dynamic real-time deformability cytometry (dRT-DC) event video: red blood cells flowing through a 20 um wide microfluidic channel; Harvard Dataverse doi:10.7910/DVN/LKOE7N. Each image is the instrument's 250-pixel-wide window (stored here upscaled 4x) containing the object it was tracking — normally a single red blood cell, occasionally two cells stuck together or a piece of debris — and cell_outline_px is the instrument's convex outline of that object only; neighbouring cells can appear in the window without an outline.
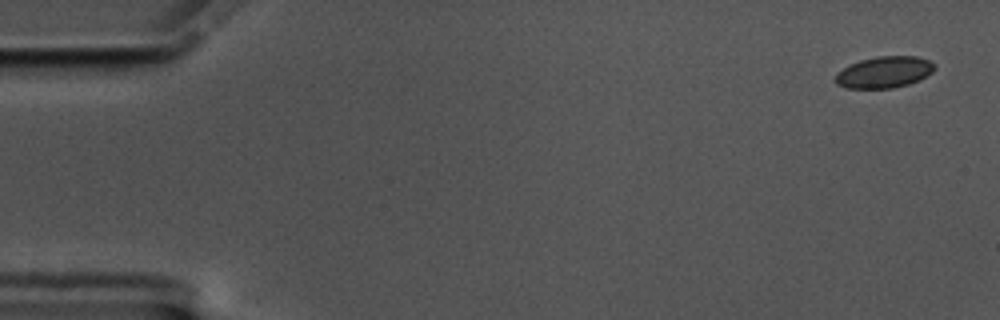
{"species": "common noctule bat (a hibernating species)", "species_latin": "Nyctalus noctula", "temperature_condition": "cold", "stored_images_in_passage": 57, "camera_frame_rate_fps": 3000, "um_per_image_px": 0.085, "animal": {"sex": "male", "body_mass_g": 17.5, "forearm_length_mm": 52.3}, "frame": {"image": 1, "passage_image": 1, "time_ms": 0.0, "image_size_px": [1000, 320], "cell_outline_px": [[936, 68], [932, 72], [920, 80], [908, 84], [892, 88], [848, 88], [836, 84], [832, 80], [848, 64], [860, 60], [876, 56], [916, 56], [928, 60], [936, 64]], "centroid_in_image_um": [75.17, 6.13], "position_along_channel_um": 9.8, "area_um2": 18.26}}
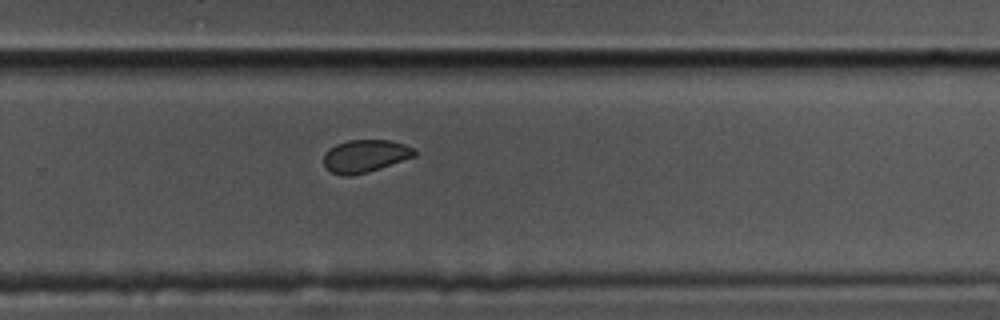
{"frame": {"image": 2, "passage_image": 37, "time_ms": 12.0, "image_size_px": [1000, 320], "cell_outline_px": [[416, 156], [368, 172], [348, 176], [344, 176], [332, 172], [324, 164], [324, 152], [328, 148], [336, 144], [348, 140], [388, 140], [404, 144], [412, 148], [416, 152]], "centroid_in_image_um": [31.02, 13.25], "position_along_channel_um": 298.8, "area_um2": 17.17}}
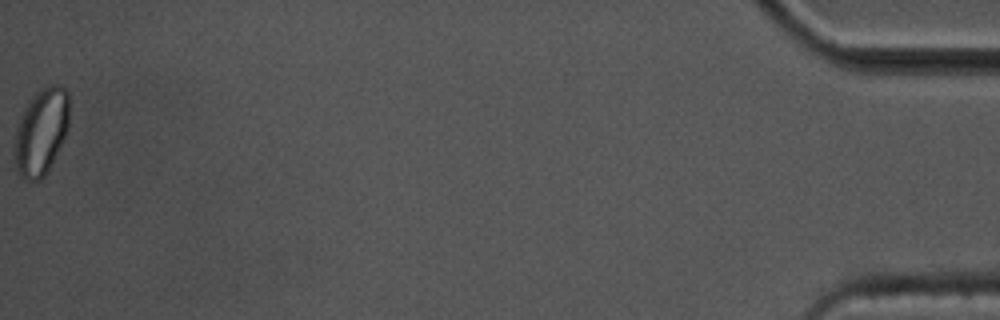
{"frame": {"image": 3, "passage_image": 57, "time_ms": 18.667, "image_size_px": [1000, 320], "cell_outline_px": [[68, 128], [44, 176], [40, 180], [24, 180], [20, 176], [16, 168], [12, 156], [16, 128], [20, 116], [28, 100], [40, 88], [52, 84], [60, 84], [68, 92]], "centroid_in_image_um": [3.45, 11.17], "position_along_channel_um": 431.8, "area_um2": 27.69}, "authors_computed_cell_mechanics": {"area_um2": 18.0914, "velocity_mm_per_s": 3.4828, "shape_relaxation_time_tau1_ms": 5.5492, "shape_relaxation_time_tau2_ms": 2.2669, "deformation_change_tau1": 0.0664, "deformation_change_tau2": 0.0371}}